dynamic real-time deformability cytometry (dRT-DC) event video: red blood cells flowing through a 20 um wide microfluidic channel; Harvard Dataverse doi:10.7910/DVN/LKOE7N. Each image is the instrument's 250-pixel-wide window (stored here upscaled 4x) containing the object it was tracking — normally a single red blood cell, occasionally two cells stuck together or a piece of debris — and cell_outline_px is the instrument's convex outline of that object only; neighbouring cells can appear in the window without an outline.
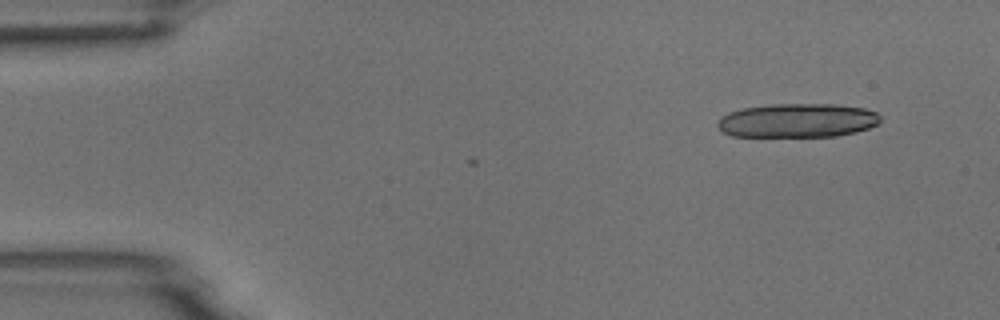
{"species": "common noctule bat (a hibernating species)", "species_latin": "Nyctalus noctula", "temperature_condition": "room temperature", "stored_images_in_passage": 4, "camera_frame_rate_fps": 3000, "um_per_image_px": 0.085, "animal": {"sex": "male", "body_mass_g": 18.8}, "frame": {"image": 1, "passage_image": 1, "time_ms": 0.0, "image_size_px": [1000, 320], "cell_outline_px": [[880, 120], [876, 124], [868, 128], [856, 132], [836, 136], [732, 136], [724, 132], [716, 124], [728, 112], [744, 108], [772, 104], [836, 104], [864, 108], [876, 112], [880, 116]], "centroid_in_image_um": [67.81, 10.23], "position_along_channel_um": 17.2, "area_um2": 32.02}}